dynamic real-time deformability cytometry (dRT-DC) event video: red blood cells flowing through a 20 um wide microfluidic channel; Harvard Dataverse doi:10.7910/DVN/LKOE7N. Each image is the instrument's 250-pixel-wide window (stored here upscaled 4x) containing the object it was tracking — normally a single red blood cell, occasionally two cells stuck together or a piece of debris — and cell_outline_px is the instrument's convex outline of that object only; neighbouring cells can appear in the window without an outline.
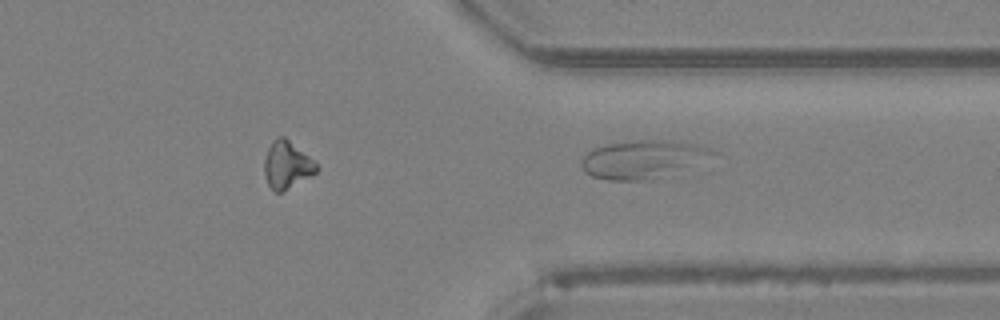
{"species": "Egyptian fruit bat (a non-hibernating species)", "species_latin": "Rousettus aegyptiacus", "temperature_condition": "room temperature", "stored_images_in_passage": 31, "segment_of_instrument_passage": [2, 2], "camera_frame_rate_fps": 3000, "um_per_image_px": 0.085, "animal": {"sex": "female"}, "frame": {"image": 1, "passage_image": 31, "time_ms": 10.0, "image_size_px": [1000, 320], "cell_outline_px": [[720, 152], [648, 180], [608, 180], [592, 176], [584, 172], [580, 164], [584, 156], [592, 148], [608, 144], [640, 140], [672, 140], [696, 144], [712, 148]], "centroid_in_image_um": [54.54, 13.51], "position_along_channel_um": 356.9, "area_um2": 28.21}}